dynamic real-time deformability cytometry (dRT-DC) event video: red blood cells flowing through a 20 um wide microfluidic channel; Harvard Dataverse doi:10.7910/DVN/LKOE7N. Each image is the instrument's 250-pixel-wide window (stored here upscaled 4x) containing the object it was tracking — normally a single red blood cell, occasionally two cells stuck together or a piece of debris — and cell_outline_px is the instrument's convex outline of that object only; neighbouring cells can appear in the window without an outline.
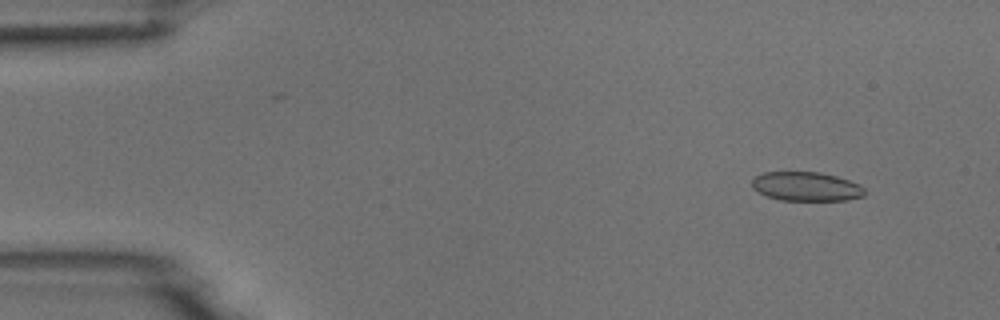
{"species": "common noctule bat (a hibernating species)", "species_latin": "Nyctalus noctula", "temperature_condition": "room temperature", "stored_images_in_passage": 5, "camera_frame_rate_fps": 3000, "um_per_image_px": 0.085, "animal": {"sex": "male", "body_mass_g": 18.8}, "frame": {"image": 1, "passage_image": 2, "time_ms": 1.0, "image_size_px": [1000, 320], "cell_outline_px": [[864, 196], [848, 200], [780, 200], [768, 196], [752, 188], [752, 180], [756, 176], [764, 172], [820, 172], [836, 176], [860, 184], [864, 188]], "centroid_in_image_um": [68.55, 15.85], "position_along_channel_um": 16.5, "area_um2": 19.02}}
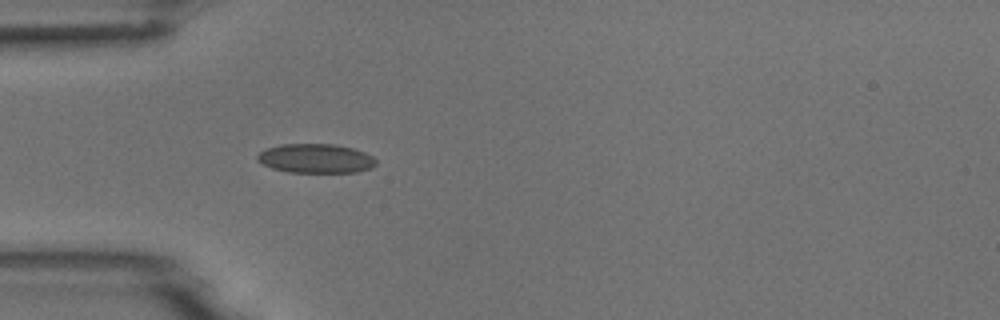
{"frame": {"image": 2, "passage_image": 5, "time_ms": 4.667, "image_size_px": [1000, 320], "cell_outline_px": [[376, 164], [372, 168], [356, 172], [288, 172], [272, 168], [256, 160], [256, 156], [260, 152], [268, 148], [280, 144], [332, 144], [352, 148], [364, 152], [372, 156], [376, 160]], "centroid_in_image_um": [26.84, 13.47], "position_along_channel_um": 58.2, "area_um2": 20.11}}